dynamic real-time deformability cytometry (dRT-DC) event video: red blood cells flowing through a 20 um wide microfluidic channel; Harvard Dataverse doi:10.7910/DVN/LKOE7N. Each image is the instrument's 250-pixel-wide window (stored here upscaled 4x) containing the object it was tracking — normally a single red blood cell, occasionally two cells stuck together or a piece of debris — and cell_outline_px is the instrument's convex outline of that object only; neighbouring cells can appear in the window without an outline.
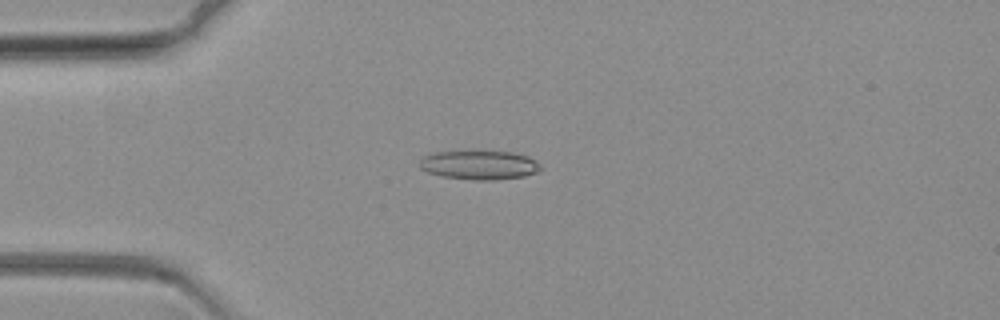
{"species": "common noctule bat (a hibernating species)", "species_latin": "Nyctalus noctula", "temperature_condition": "warm", "stored_images_in_passage": 60, "camera_frame_rate_fps": 3000, "um_per_image_px": 0.085, "animal": {"sex": "female", "body_mass_g": 19.3, "forearm_length_mm": 54.1}, "frame": {"image": 1, "passage_image": 9, "time_ms": 2.667, "image_size_px": [1000, 320], "cell_outline_px": [[544, 168], [536, 172], [524, 176], [492, 180], [476, 180], [444, 176], [428, 172], [420, 168], [420, 160], [424, 156], [432, 152], [476, 148], [512, 152], [528, 156], [536, 160]], "centroid_in_image_um": [40.75, 13.96], "position_along_channel_um": 44.2, "area_um2": 21.39}}
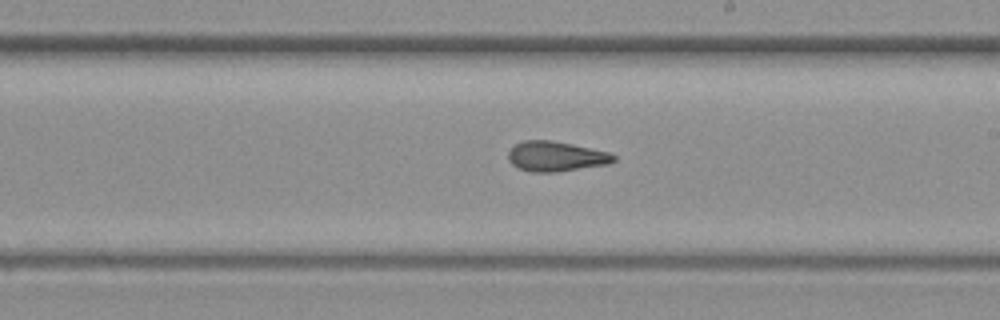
{"frame": {"image": 2, "passage_image": 31, "time_ms": 10.0, "image_size_px": [1000, 320], "cell_outline_px": [[616, 160], [608, 164], [556, 172], [532, 172], [516, 168], [508, 160], [508, 152], [516, 144], [524, 140], [552, 140], [572, 144], [608, 152], [616, 156]], "centroid_in_image_um": [47.23, 13.3], "position_along_channel_um": 241.8, "area_um2": 18.44}}
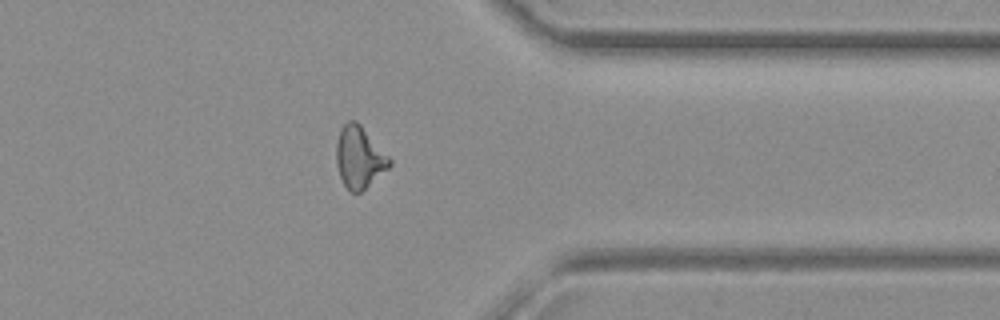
{"frame": {"image": 3, "passage_image": 46, "time_ms": 15.0, "image_size_px": [1000, 320], "cell_outline_px": [[392, 164], [388, 168], [360, 192], [352, 192], [344, 184], [340, 176], [336, 164], [336, 144], [340, 128], [348, 120], [356, 120], [360, 124], [392, 160]], "centroid_in_image_um": [30.52, 13.34], "position_along_channel_um": 380.9, "area_um2": 18.9}}